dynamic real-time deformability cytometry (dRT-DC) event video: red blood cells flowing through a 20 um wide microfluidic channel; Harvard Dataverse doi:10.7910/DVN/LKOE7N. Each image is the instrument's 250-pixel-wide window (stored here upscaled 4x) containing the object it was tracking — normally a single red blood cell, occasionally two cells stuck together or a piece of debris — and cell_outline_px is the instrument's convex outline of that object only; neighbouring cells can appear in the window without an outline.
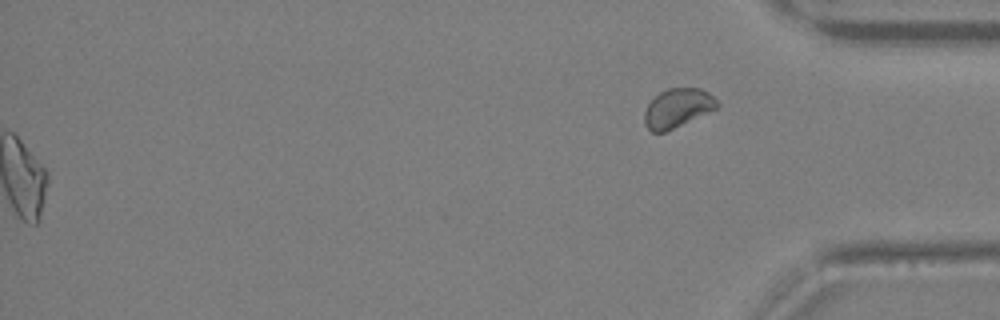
{"species": "Egyptian fruit bat (a non-hibernating species)", "species_latin": "Rousettus aegyptiacus", "temperature_condition": "warm", "stored_images_in_passage": 29, "segment_of_instrument_passage": [2, 2], "camera_frame_rate_fps": 3000, "um_per_image_px": 0.085, "animal": {"sex": "female"}, "frame": {"image": 1, "passage_image": 29, "time_ms": 9.333, "image_size_px": [1000, 320], "cell_outline_px": [[720, 104], [716, 108], [708, 112], [664, 132], [652, 132], [644, 124], [644, 112], [648, 104], [660, 92], [668, 88], [700, 88], [708, 92]], "centroid_in_image_um": [57.57, 9.17], "position_along_channel_um": 377.6, "area_um2": 16.18}}